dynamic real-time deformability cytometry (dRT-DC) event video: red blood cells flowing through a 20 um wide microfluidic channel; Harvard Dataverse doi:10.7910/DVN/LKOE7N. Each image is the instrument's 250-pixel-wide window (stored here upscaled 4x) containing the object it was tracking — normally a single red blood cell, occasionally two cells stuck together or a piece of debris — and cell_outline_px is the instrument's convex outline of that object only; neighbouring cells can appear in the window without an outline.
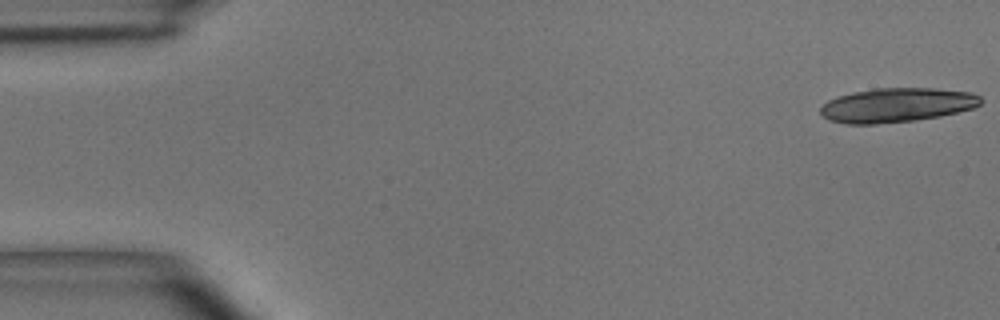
{"species": "common noctule bat (a hibernating species)", "species_latin": "Nyctalus noctula", "temperature_condition": "room temperature", "stored_images_in_passage": 18, "camera_frame_rate_fps": 3000, "um_per_image_px": 0.085, "animal": {"sex": "male", "body_mass_g": 15.6}, "frame": {"image": 1, "passage_image": 1, "time_ms": 0.0, "image_size_px": [1000, 320], "cell_outline_px": [[984, 100], [980, 104], [972, 108], [940, 116], [916, 120], [876, 124], [844, 124], [828, 120], [820, 112], [820, 108], [828, 100], [836, 96], [852, 92], [872, 88], [936, 88], [972, 92], [980, 96]], "centroid_in_image_um": [76.22, 8.92], "position_along_channel_um": 8.8, "area_um2": 32.25}}